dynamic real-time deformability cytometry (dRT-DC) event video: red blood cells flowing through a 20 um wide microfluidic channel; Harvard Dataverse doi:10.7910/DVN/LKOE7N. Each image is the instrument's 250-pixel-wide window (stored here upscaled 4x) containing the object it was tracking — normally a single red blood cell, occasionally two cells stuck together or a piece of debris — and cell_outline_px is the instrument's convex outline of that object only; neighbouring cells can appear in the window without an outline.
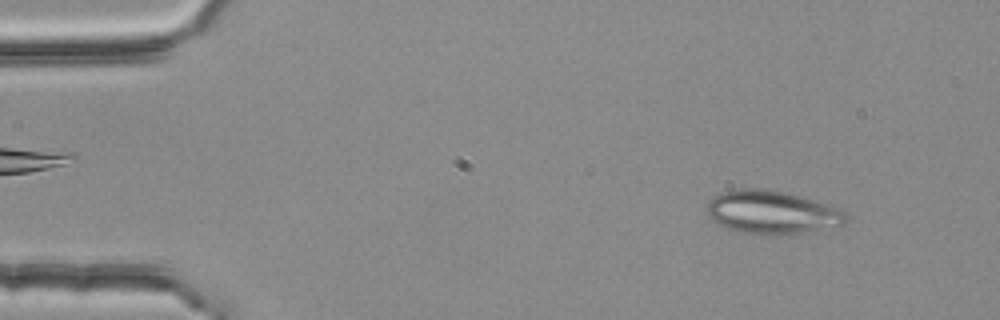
{"species": "common noctule bat (a hibernating species)", "species_latin": "Nyctalus noctula", "temperature_condition": "room temperature", "stored_images_in_passage": 53, "camera_frame_rate_fps": 3000, "um_per_image_px": 0.085, "animal": {"sex": "female", "body_mass_g": 25.1}, "frame": {"image": 1, "passage_image": 5, "time_ms": 1.333, "image_size_px": [1000, 320], "cell_outline_px": [[848, 220], [844, 224], [796, 232], [744, 232], [728, 228], [712, 220], [708, 216], [708, 200], [712, 196], [720, 192], [740, 188], [764, 188], [788, 192], [800, 196], [844, 212], [848, 216]], "centroid_in_image_um": [65.52, 17.98], "position_along_channel_um": 19.5, "area_um2": 33.64}}
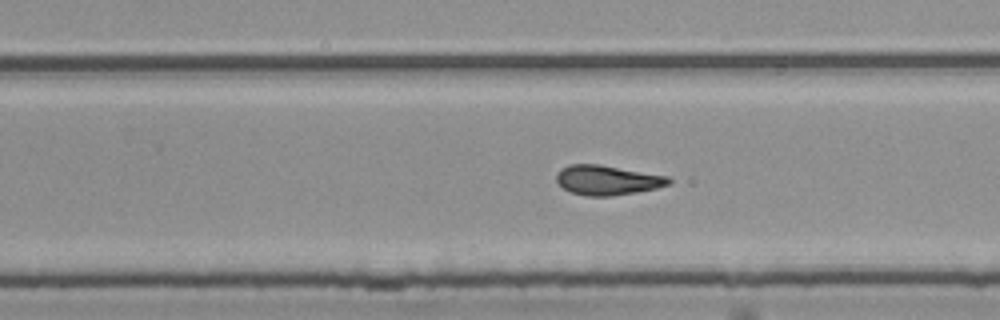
{"frame": {"image": 2, "passage_image": 33, "time_ms": 10.667, "image_size_px": [1000, 320], "cell_outline_px": [[672, 180], [668, 184], [656, 188], [636, 192], [608, 196], [584, 196], [572, 192], [564, 188], [556, 180], [556, 176], [560, 168], [568, 164], [600, 164], [668, 176]], "centroid_in_image_um": [51.6, 15.3], "position_along_channel_um": 278.2, "area_um2": 19.36}}
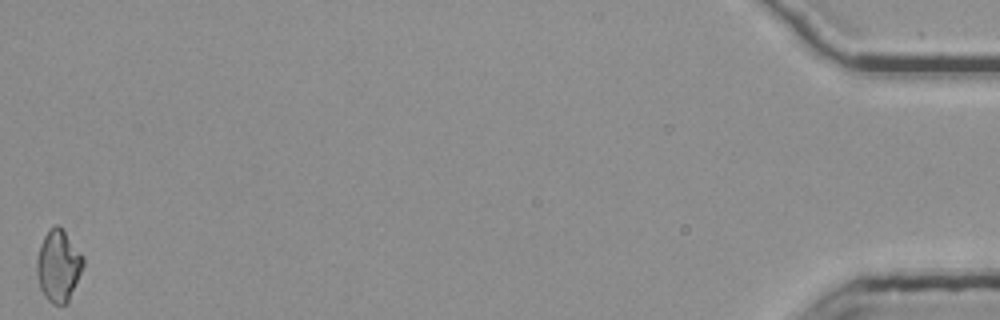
{"frame": {"image": 3, "passage_image": 53, "time_ms": 17.333, "image_size_px": [1000, 320], "cell_outline_px": [[84, 264], [68, 304], [52, 304], [44, 296], [40, 288], [36, 272], [36, 260], [40, 244], [44, 236], [56, 224], [64, 232], [84, 256]], "centroid_in_image_um": [4.96, 22.64], "position_along_channel_um": 430.2, "area_um2": 19.25}, "authors_computed_cell_mechanics": {"area_um2": 19.363, "velocity_mm_per_s": 3.7809, "shape_relaxation_time_tau1_ms": null, "shape_relaxation_time_tau2_ms": 2.8194, "deformation_change_tau1": null, "deformation_change_tau2": 0.1122}}